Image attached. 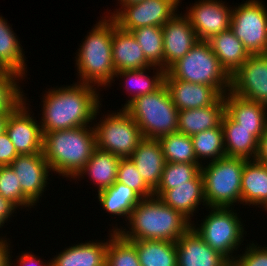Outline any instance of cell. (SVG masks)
Segmentation results:
<instances>
[{
  "instance_id": "obj_1",
  "label": "cell",
  "mask_w": 267,
  "mask_h": 266,
  "mask_svg": "<svg viewBox=\"0 0 267 266\" xmlns=\"http://www.w3.org/2000/svg\"><path fill=\"white\" fill-rule=\"evenodd\" d=\"M91 84L49 90L43 97L42 133L89 126L99 113V94Z\"/></svg>"
},
{
  "instance_id": "obj_2",
  "label": "cell",
  "mask_w": 267,
  "mask_h": 266,
  "mask_svg": "<svg viewBox=\"0 0 267 266\" xmlns=\"http://www.w3.org/2000/svg\"><path fill=\"white\" fill-rule=\"evenodd\" d=\"M156 198V199H155ZM130 231L114 228L123 238L134 240H163L176 242L191 222L179 211L166 205L158 197L143 198L128 218Z\"/></svg>"
},
{
  "instance_id": "obj_3",
  "label": "cell",
  "mask_w": 267,
  "mask_h": 266,
  "mask_svg": "<svg viewBox=\"0 0 267 266\" xmlns=\"http://www.w3.org/2000/svg\"><path fill=\"white\" fill-rule=\"evenodd\" d=\"M95 148V133L90 126L43 133L44 157L51 170L64 177L75 178Z\"/></svg>"
},
{
  "instance_id": "obj_4",
  "label": "cell",
  "mask_w": 267,
  "mask_h": 266,
  "mask_svg": "<svg viewBox=\"0 0 267 266\" xmlns=\"http://www.w3.org/2000/svg\"><path fill=\"white\" fill-rule=\"evenodd\" d=\"M99 20L80 46L76 58L79 83L97 87L110 84L115 76L112 60L113 18ZM82 81V82H81ZM96 84V85H95Z\"/></svg>"
},
{
  "instance_id": "obj_5",
  "label": "cell",
  "mask_w": 267,
  "mask_h": 266,
  "mask_svg": "<svg viewBox=\"0 0 267 266\" xmlns=\"http://www.w3.org/2000/svg\"><path fill=\"white\" fill-rule=\"evenodd\" d=\"M124 110L145 138L160 139L178 132V109L164 83L156 91L132 100Z\"/></svg>"
},
{
  "instance_id": "obj_6",
  "label": "cell",
  "mask_w": 267,
  "mask_h": 266,
  "mask_svg": "<svg viewBox=\"0 0 267 266\" xmlns=\"http://www.w3.org/2000/svg\"><path fill=\"white\" fill-rule=\"evenodd\" d=\"M166 71L175 79L209 85L223 96L230 91V76L222 68L208 41L199 40Z\"/></svg>"
},
{
  "instance_id": "obj_7",
  "label": "cell",
  "mask_w": 267,
  "mask_h": 266,
  "mask_svg": "<svg viewBox=\"0 0 267 266\" xmlns=\"http://www.w3.org/2000/svg\"><path fill=\"white\" fill-rule=\"evenodd\" d=\"M247 160L224 156L208 165H201L204 197L209 208H231L241 203V183L244 164ZM231 206V207H230Z\"/></svg>"
},
{
  "instance_id": "obj_8",
  "label": "cell",
  "mask_w": 267,
  "mask_h": 266,
  "mask_svg": "<svg viewBox=\"0 0 267 266\" xmlns=\"http://www.w3.org/2000/svg\"><path fill=\"white\" fill-rule=\"evenodd\" d=\"M106 117L93 127L96 148L129 158L145 138L141 129L124 109Z\"/></svg>"
},
{
  "instance_id": "obj_9",
  "label": "cell",
  "mask_w": 267,
  "mask_h": 266,
  "mask_svg": "<svg viewBox=\"0 0 267 266\" xmlns=\"http://www.w3.org/2000/svg\"><path fill=\"white\" fill-rule=\"evenodd\" d=\"M210 209V214L203 219L201 226L196 229V225L191 224V227L213 250L228 261H235L236 258L231 253L242 243L243 224L237 213L230 208L211 207Z\"/></svg>"
},
{
  "instance_id": "obj_10",
  "label": "cell",
  "mask_w": 267,
  "mask_h": 266,
  "mask_svg": "<svg viewBox=\"0 0 267 266\" xmlns=\"http://www.w3.org/2000/svg\"><path fill=\"white\" fill-rule=\"evenodd\" d=\"M230 29L249 55L267 54V10L261 1L248 0L233 8Z\"/></svg>"
},
{
  "instance_id": "obj_11",
  "label": "cell",
  "mask_w": 267,
  "mask_h": 266,
  "mask_svg": "<svg viewBox=\"0 0 267 266\" xmlns=\"http://www.w3.org/2000/svg\"><path fill=\"white\" fill-rule=\"evenodd\" d=\"M179 3L180 0H143L122 5L111 17L121 29L130 32L139 27L163 26L176 14Z\"/></svg>"
},
{
  "instance_id": "obj_12",
  "label": "cell",
  "mask_w": 267,
  "mask_h": 266,
  "mask_svg": "<svg viewBox=\"0 0 267 266\" xmlns=\"http://www.w3.org/2000/svg\"><path fill=\"white\" fill-rule=\"evenodd\" d=\"M229 92L267 105V54L250 55L230 77Z\"/></svg>"
},
{
  "instance_id": "obj_13",
  "label": "cell",
  "mask_w": 267,
  "mask_h": 266,
  "mask_svg": "<svg viewBox=\"0 0 267 266\" xmlns=\"http://www.w3.org/2000/svg\"><path fill=\"white\" fill-rule=\"evenodd\" d=\"M224 3L220 0H201L185 13L200 41H208L230 28L232 9Z\"/></svg>"
},
{
  "instance_id": "obj_14",
  "label": "cell",
  "mask_w": 267,
  "mask_h": 266,
  "mask_svg": "<svg viewBox=\"0 0 267 266\" xmlns=\"http://www.w3.org/2000/svg\"><path fill=\"white\" fill-rule=\"evenodd\" d=\"M24 102L8 115L5 131L19 155L42 153L43 133L41 125L28 113Z\"/></svg>"
},
{
  "instance_id": "obj_15",
  "label": "cell",
  "mask_w": 267,
  "mask_h": 266,
  "mask_svg": "<svg viewBox=\"0 0 267 266\" xmlns=\"http://www.w3.org/2000/svg\"><path fill=\"white\" fill-rule=\"evenodd\" d=\"M20 182L22 193L34 204L49 180L50 166L42 153L18 155L10 164Z\"/></svg>"
},
{
  "instance_id": "obj_16",
  "label": "cell",
  "mask_w": 267,
  "mask_h": 266,
  "mask_svg": "<svg viewBox=\"0 0 267 266\" xmlns=\"http://www.w3.org/2000/svg\"><path fill=\"white\" fill-rule=\"evenodd\" d=\"M175 14L162 26L164 43V70L184 57L199 41L189 17Z\"/></svg>"
},
{
  "instance_id": "obj_17",
  "label": "cell",
  "mask_w": 267,
  "mask_h": 266,
  "mask_svg": "<svg viewBox=\"0 0 267 266\" xmlns=\"http://www.w3.org/2000/svg\"><path fill=\"white\" fill-rule=\"evenodd\" d=\"M164 84L178 111L212 105L221 95L211 86L175 79L167 71Z\"/></svg>"
},
{
  "instance_id": "obj_18",
  "label": "cell",
  "mask_w": 267,
  "mask_h": 266,
  "mask_svg": "<svg viewBox=\"0 0 267 266\" xmlns=\"http://www.w3.org/2000/svg\"><path fill=\"white\" fill-rule=\"evenodd\" d=\"M177 266H224L228 260L191 227L176 242Z\"/></svg>"
},
{
  "instance_id": "obj_19",
  "label": "cell",
  "mask_w": 267,
  "mask_h": 266,
  "mask_svg": "<svg viewBox=\"0 0 267 266\" xmlns=\"http://www.w3.org/2000/svg\"><path fill=\"white\" fill-rule=\"evenodd\" d=\"M226 156L254 160L259 138L266 129L240 127L226 111L221 120Z\"/></svg>"
},
{
  "instance_id": "obj_20",
  "label": "cell",
  "mask_w": 267,
  "mask_h": 266,
  "mask_svg": "<svg viewBox=\"0 0 267 266\" xmlns=\"http://www.w3.org/2000/svg\"><path fill=\"white\" fill-rule=\"evenodd\" d=\"M112 60L116 72L153 67L132 32L121 29L113 19Z\"/></svg>"
},
{
  "instance_id": "obj_21",
  "label": "cell",
  "mask_w": 267,
  "mask_h": 266,
  "mask_svg": "<svg viewBox=\"0 0 267 266\" xmlns=\"http://www.w3.org/2000/svg\"><path fill=\"white\" fill-rule=\"evenodd\" d=\"M154 196L191 221V215L193 216L195 209L201 205L199 203L206 204L201 172L187 184L176 185L170 190H154Z\"/></svg>"
},
{
  "instance_id": "obj_22",
  "label": "cell",
  "mask_w": 267,
  "mask_h": 266,
  "mask_svg": "<svg viewBox=\"0 0 267 266\" xmlns=\"http://www.w3.org/2000/svg\"><path fill=\"white\" fill-rule=\"evenodd\" d=\"M143 180L155 190L166 164L158 139L144 138L129 157Z\"/></svg>"
},
{
  "instance_id": "obj_23",
  "label": "cell",
  "mask_w": 267,
  "mask_h": 266,
  "mask_svg": "<svg viewBox=\"0 0 267 266\" xmlns=\"http://www.w3.org/2000/svg\"><path fill=\"white\" fill-rule=\"evenodd\" d=\"M224 113L223 95L207 107L178 111V132L193 136L207 129L216 128L221 124Z\"/></svg>"
},
{
  "instance_id": "obj_24",
  "label": "cell",
  "mask_w": 267,
  "mask_h": 266,
  "mask_svg": "<svg viewBox=\"0 0 267 266\" xmlns=\"http://www.w3.org/2000/svg\"><path fill=\"white\" fill-rule=\"evenodd\" d=\"M106 242H88L74 244L66 248L57 257L52 258L51 266H106Z\"/></svg>"
},
{
  "instance_id": "obj_25",
  "label": "cell",
  "mask_w": 267,
  "mask_h": 266,
  "mask_svg": "<svg viewBox=\"0 0 267 266\" xmlns=\"http://www.w3.org/2000/svg\"><path fill=\"white\" fill-rule=\"evenodd\" d=\"M225 111L245 129H266L267 105L246 100L228 92L224 95Z\"/></svg>"
},
{
  "instance_id": "obj_26",
  "label": "cell",
  "mask_w": 267,
  "mask_h": 266,
  "mask_svg": "<svg viewBox=\"0 0 267 266\" xmlns=\"http://www.w3.org/2000/svg\"><path fill=\"white\" fill-rule=\"evenodd\" d=\"M208 42L222 68L230 77L250 56L230 28L213 36Z\"/></svg>"
},
{
  "instance_id": "obj_27",
  "label": "cell",
  "mask_w": 267,
  "mask_h": 266,
  "mask_svg": "<svg viewBox=\"0 0 267 266\" xmlns=\"http://www.w3.org/2000/svg\"><path fill=\"white\" fill-rule=\"evenodd\" d=\"M241 202L252 205H267V165L256 160H247L243 167Z\"/></svg>"
},
{
  "instance_id": "obj_28",
  "label": "cell",
  "mask_w": 267,
  "mask_h": 266,
  "mask_svg": "<svg viewBox=\"0 0 267 266\" xmlns=\"http://www.w3.org/2000/svg\"><path fill=\"white\" fill-rule=\"evenodd\" d=\"M120 160V157L110 152L95 148L91 158L86 162V165L76 178L83 177L84 173L88 174L95 182L94 184L98 186V191L103 190L112 186L117 180V169Z\"/></svg>"
},
{
  "instance_id": "obj_29",
  "label": "cell",
  "mask_w": 267,
  "mask_h": 266,
  "mask_svg": "<svg viewBox=\"0 0 267 266\" xmlns=\"http://www.w3.org/2000/svg\"><path fill=\"white\" fill-rule=\"evenodd\" d=\"M98 199L103 208L112 215L126 216L143 199L137 192L118 181L103 190L98 191Z\"/></svg>"
},
{
  "instance_id": "obj_30",
  "label": "cell",
  "mask_w": 267,
  "mask_h": 266,
  "mask_svg": "<svg viewBox=\"0 0 267 266\" xmlns=\"http://www.w3.org/2000/svg\"><path fill=\"white\" fill-rule=\"evenodd\" d=\"M141 266H177L176 243L163 240H134Z\"/></svg>"
},
{
  "instance_id": "obj_31",
  "label": "cell",
  "mask_w": 267,
  "mask_h": 266,
  "mask_svg": "<svg viewBox=\"0 0 267 266\" xmlns=\"http://www.w3.org/2000/svg\"><path fill=\"white\" fill-rule=\"evenodd\" d=\"M6 20L0 16V70L25 75L26 63L20 41Z\"/></svg>"
},
{
  "instance_id": "obj_32",
  "label": "cell",
  "mask_w": 267,
  "mask_h": 266,
  "mask_svg": "<svg viewBox=\"0 0 267 266\" xmlns=\"http://www.w3.org/2000/svg\"><path fill=\"white\" fill-rule=\"evenodd\" d=\"M152 66L164 69L162 26L139 27L131 31Z\"/></svg>"
},
{
  "instance_id": "obj_33",
  "label": "cell",
  "mask_w": 267,
  "mask_h": 266,
  "mask_svg": "<svg viewBox=\"0 0 267 266\" xmlns=\"http://www.w3.org/2000/svg\"><path fill=\"white\" fill-rule=\"evenodd\" d=\"M168 163H198L191 136L179 132L158 139Z\"/></svg>"
},
{
  "instance_id": "obj_34",
  "label": "cell",
  "mask_w": 267,
  "mask_h": 266,
  "mask_svg": "<svg viewBox=\"0 0 267 266\" xmlns=\"http://www.w3.org/2000/svg\"><path fill=\"white\" fill-rule=\"evenodd\" d=\"M146 69L149 70V68H142L134 70H122L115 73L114 77H126L128 81L126 84V86L128 85V90H126L127 92H133L132 89L135 90L133 97H131L127 101V103H125L122 109H124L132 100L136 99L137 97L156 91L164 83V76L166 71L163 68L160 67V69H158L157 66H153L152 69H156L157 72H155V75H153V77L151 78L148 75L144 74L146 72ZM132 83L137 90L135 88H131Z\"/></svg>"
},
{
  "instance_id": "obj_35",
  "label": "cell",
  "mask_w": 267,
  "mask_h": 266,
  "mask_svg": "<svg viewBox=\"0 0 267 266\" xmlns=\"http://www.w3.org/2000/svg\"><path fill=\"white\" fill-rule=\"evenodd\" d=\"M191 138L198 163H200V158L207 159L209 157L212 158L210 161L213 162L226 156L221 124L216 128L196 133Z\"/></svg>"
},
{
  "instance_id": "obj_36",
  "label": "cell",
  "mask_w": 267,
  "mask_h": 266,
  "mask_svg": "<svg viewBox=\"0 0 267 266\" xmlns=\"http://www.w3.org/2000/svg\"><path fill=\"white\" fill-rule=\"evenodd\" d=\"M109 235L106 266H141L132 241L123 238L118 232L113 231Z\"/></svg>"
},
{
  "instance_id": "obj_37",
  "label": "cell",
  "mask_w": 267,
  "mask_h": 266,
  "mask_svg": "<svg viewBox=\"0 0 267 266\" xmlns=\"http://www.w3.org/2000/svg\"><path fill=\"white\" fill-rule=\"evenodd\" d=\"M23 75L7 70H0V114L9 115L26 100L17 81Z\"/></svg>"
},
{
  "instance_id": "obj_38",
  "label": "cell",
  "mask_w": 267,
  "mask_h": 266,
  "mask_svg": "<svg viewBox=\"0 0 267 266\" xmlns=\"http://www.w3.org/2000/svg\"><path fill=\"white\" fill-rule=\"evenodd\" d=\"M200 163H168L163 169L159 185L155 190H170L176 185L187 184L199 172Z\"/></svg>"
},
{
  "instance_id": "obj_39",
  "label": "cell",
  "mask_w": 267,
  "mask_h": 266,
  "mask_svg": "<svg viewBox=\"0 0 267 266\" xmlns=\"http://www.w3.org/2000/svg\"><path fill=\"white\" fill-rule=\"evenodd\" d=\"M116 181L125 184L142 198L154 196V190L143 180L130 158H121L119 161Z\"/></svg>"
},
{
  "instance_id": "obj_40",
  "label": "cell",
  "mask_w": 267,
  "mask_h": 266,
  "mask_svg": "<svg viewBox=\"0 0 267 266\" xmlns=\"http://www.w3.org/2000/svg\"><path fill=\"white\" fill-rule=\"evenodd\" d=\"M10 165L0 166V194L17 207H33V203L22 193L20 182Z\"/></svg>"
},
{
  "instance_id": "obj_41",
  "label": "cell",
  "mask_w": 267,
  "mask_h": 266,
  "mask_svg": "<svg viewBox=\"0 0 267 266\" xmlns=\"http://www.w3.org/2000/svg\"><path fill=\"white\" fill-rule=\"evenodd\" d=\"M257 246L252 242L242 256L235 257L239 266H267V247Z\"/></svg>"
},
{
  "instance_id": "obj_42",
  "label": "cell",
  "mask_w": 267,
  "mask_h": 266,
  "mask_svg": "<svg viewBox=\"0 0 267 266\" xmlns=\"http://www.w3.org/2000/svg\"><path fill=\"white\" fill-rule=\"evenodd\" d=\"M6 131L0 134V166L10 165L18 156Z\"/></svg>"
},
{
  "instance_id": "obj_43",
  "label": "cell",
  "mask_w": 267,
  "mask_h": 266,
  "mask_svg": "<svg viewBox=\"0 0 267 266\" xmlns=\"http://www.w3.org/2000/svg\"><path fill=\"white\" fill-rule=\"evenodd\" d=\"M15 209H17V206L0 194V227L6 223L5 221H8Z\"/></svg>"
},
{
  "instance_id": "obj_44",
  "label": "cell",
  "mask_w": 267,
  "mask_h": 266,
  "mask_svg": "<svg viewBox=\"0 0 267 266\" xmlns=\"http://www.w3.org/2000/svg\"><path fill=\"white\" fill-rule=\"evenodd\" d=\"M254 160L267 165V127L263 135L258 140L257 152Z\"/></svg>"
},
{
  "instance_id": "obj_45",
  "label": "cell",
  "mask_w": 267,
  "mask_h": 266,
  "mask_svg": "<svg viewBox=\"0 0 267 266\" xmlns=\"http://www.w3.org/2000/svg\"><path fill=\"white\" fill-rule=\"evenodd\" d=\"M17 263L21 266H36L37 264V266H51V262L44 264L40 259H36L35 255L28 252L21 254Z\"/></svg>"
},
{
  "instance_id": "obj_46",
  "label": "cell",
  "mask_w": 267,
  "mask_h": 266,
  "mask_svg": "<svg viewBox=\"0 0 267 266\" xmlns=\"http://www.w3.org/2000/svg\"><path fill=\"white\" fill-rule=\"evenodd\" d=\"M9 243L0 238V266H11V256L9 255V248H8ZM10 256V257H9Z\"/></svg>"
},
{
  "instance_id": "obj_47",
  "label": "cell",
  "mask_w": 267,
  "mask_h": 266,
  "mask_svg": "<svg viewBox=\"0 0 267 266\" xmlns=\"http://www.w3.org/2000/svg\"><path fill=\"white\" fill-rule=\"evenodd\" d=\"M8 115L0 114V134L5 131Z\"/></svg>"
},
{
  "instance_id": "obj_48",
  "label": "cell",
  "mask_w": 267,
  "mask_h": 266,
  "mask_svg": "<svg viewBox=\"0 0 267 266\" xmlns=\"http://www.w3.org/2000/svg\"><path fill=\"white\" fill-rule=\"evenodd\" d=\"M143 0H120L121 5H126V4H133L137 2H141Z\"/></svg>"
},
{
  "instance_id": "obj_49",
  "label": "cell",
  "mask_w": 267,
  "mask_h": 266,
  "mask_svg": "<svg viewBox=\"0 0 267 266\" xmlns=\"http://www.w3.org/2000/svg\"><path fill=\"white\" fill-rule=\"evenodd\" d=\"M224 266H239L236 261H228Z\"/></svg>"
}]
</instances>
